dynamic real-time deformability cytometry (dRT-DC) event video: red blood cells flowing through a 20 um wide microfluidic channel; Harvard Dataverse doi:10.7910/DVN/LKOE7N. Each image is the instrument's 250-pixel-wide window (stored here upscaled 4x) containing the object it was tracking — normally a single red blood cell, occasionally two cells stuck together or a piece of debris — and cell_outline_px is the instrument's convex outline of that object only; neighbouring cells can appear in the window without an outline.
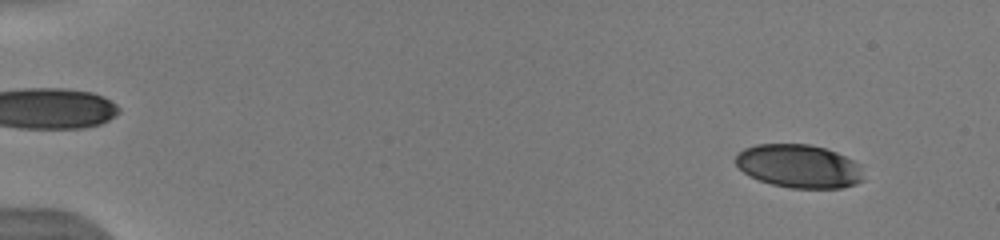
{"species": "human", "species_latin": "Homo sapiens", "temperature_condition": "warm", "stored_images_in_passage": 52, "camera_frame_rate_fps": 3000, "um_per_image_px": 0.085, "donor": {"sex": "male"}, "frame": {"image": 1, "passage_image": 5, "time_ms": 1.333, "image_size_px": [1000, 240], "cell_outline_px": [[864, 180], [856, 184], [840, 188], [792, 188], [772, 184], [748, 176], [736, 164], [736, 152], [744, 148], [756, 144], [808, 144], [824, 148], [836, 152], [860, 164]], "centroid_in_image_um": [67.9, 14.12], "position_along_channel_um": 17.1, "area_um2": 32.37}}
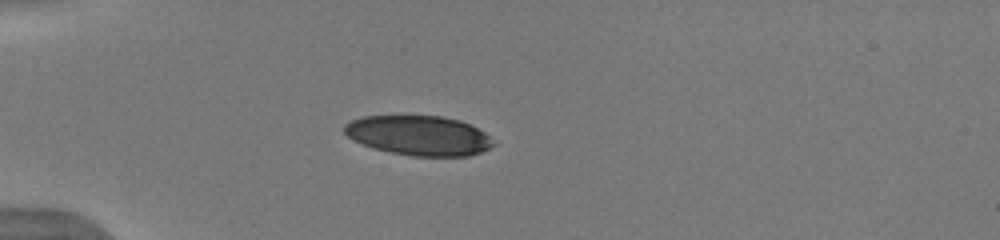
{"frame": {"image": 2, "passage_image": 16, "time_ms": 5.0, "image_size_px": [1000, 240], "cell_outline_px": [[496, 144], [480, 152], [468, 156], [412, 156], [388, 152], [352, 140], [344, 132], [344, 124], [352, 120], [364, 116], [444, 116], [460, 120], [484, 132]], "centroid_in_image_um": [35.59, 11.52], "position_along_channel_um": 49.4, "area_um2": 34.33}}
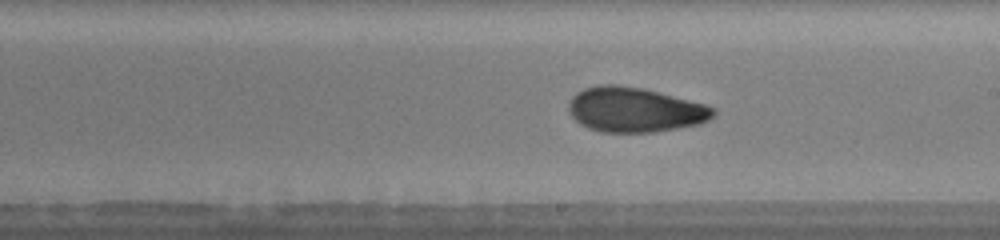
{"frame": {"image": 3, "passage_image": 32, "time_ms": 10.333, "image_size_px": [1000, 240], "cell_outline_px": [[716, 112], [708, 120], [700, 124], [652, 132], [600, 132], [588, 128], [580, 124], [568, 112], [568, 100], [576, 92], [584, 88], [600, 84], [616, 84], [644, 88], [704, 104], [716, 108]], "centroid_in_image_um": [53.91, 9.32], "position_along_channel_um": 235.1, "area_um2": 37.92}, "authors_computed_cell_mechanics": {"area_um2": 35.6626, "velocity_mm_per_s": 3.9737, "shape_relaxation_time_tau1_ms": 7.7734, "shape_relaxation_time_tau2_ms": 1.9291, "deformation_change_tau1": 0.1938, "deformation_change_tau2": 0.076}}